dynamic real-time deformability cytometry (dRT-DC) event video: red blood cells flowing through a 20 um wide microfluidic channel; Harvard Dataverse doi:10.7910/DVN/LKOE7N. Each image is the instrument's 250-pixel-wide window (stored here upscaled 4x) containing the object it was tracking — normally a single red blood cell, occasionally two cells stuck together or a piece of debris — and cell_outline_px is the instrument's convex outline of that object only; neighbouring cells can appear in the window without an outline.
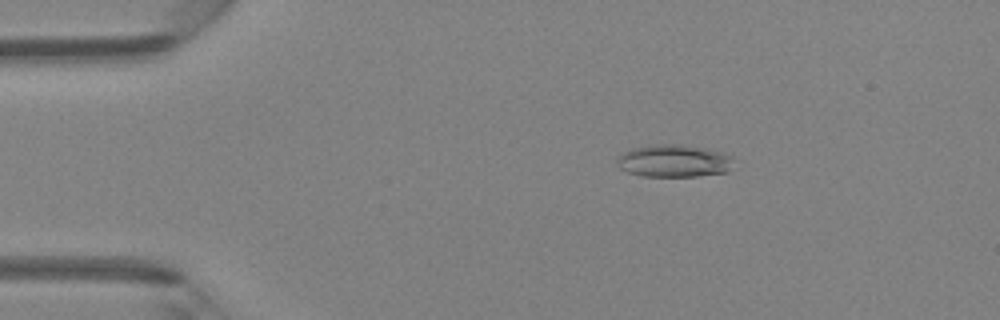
{"species": "Egyptian fruit bat (a non-hibernating species)", "species_latin": "Rousettus aegyptiacus", "temperature_condition": "room temperature", "stored_images_in_passage": 47, "camera_frame_rate_fps": 3000, "um_per_image_px": 0.085, "animal": {"sex": "female"}, "frame": {"image": 1, "passage_image": 8, "time_ms": 2.333, "image_size_px": [1000, 320], "cell_outline_px": [[732, 160], [728, 172], [700, 176], [640, 176], [628, 172], [620, 168], [616, 164], [616, 160], [624, 152], [632, 148], [652, 144], [680, 144], [708, 148], [724, 152], [732, 156]], "centroid_in_image_um": [57.29, 13.67], "position_along_channel_um": 27.7, "area_um2": 22.31}}
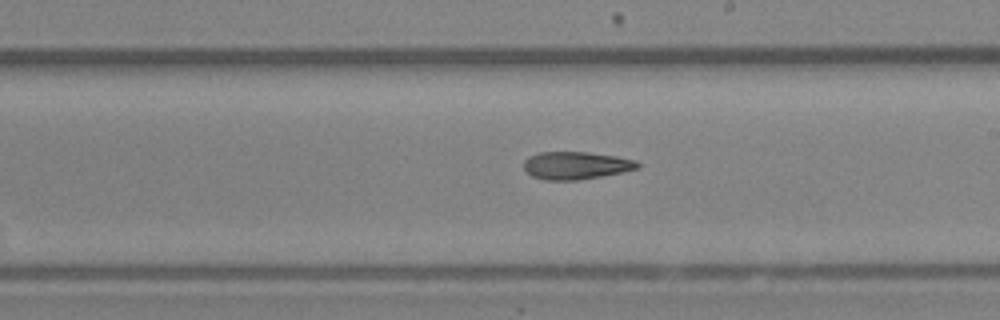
{"frame": {"image": 2, "passage_image": 27, "time_ms": 8.667, "image_size_px": [1000, 320], "cell_outline_px": [[640, 168], [600, 176], [576, 180], [544, 180], [532, 176], [524, 168], [524, 160], [528, 156], [540, 152], [588, 152], [616, 156], [636, 160], [640, 164]], "centroid_in_image_um": [48.95, 14.05], "position_along_channel_um": 240.1, "area_um2": 18.26}}
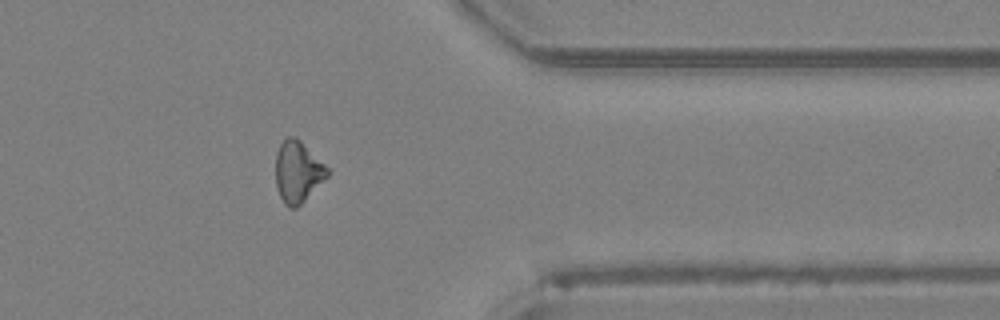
{"frame": {"image": 3, "passage_image": 38, "time_ms": 12.333, "image_size_px": [1000, 320], "cell_outline_px": [[332, 172], [296, 208], [288, 208], [284, 204], [276, 188], [276, 152], [280, 144], [288, 136], [296, 136], [332, 168]], "centroid_in_image_um": [25.35, 14.57], "position_along_channel_um": 386.0, "area_um2": 18.96}, "authors_computed_cell_mechanics": {"area_um2": 18.9006, "velocity_mm_per_s": 4.3235, "shape_relaxation_time_tau1_ms": null, "shape_relaxation_time_tau2_ms": 4.9135, "deformation_change_tau1": null, "deformation_change_tau2": 0.1642}}